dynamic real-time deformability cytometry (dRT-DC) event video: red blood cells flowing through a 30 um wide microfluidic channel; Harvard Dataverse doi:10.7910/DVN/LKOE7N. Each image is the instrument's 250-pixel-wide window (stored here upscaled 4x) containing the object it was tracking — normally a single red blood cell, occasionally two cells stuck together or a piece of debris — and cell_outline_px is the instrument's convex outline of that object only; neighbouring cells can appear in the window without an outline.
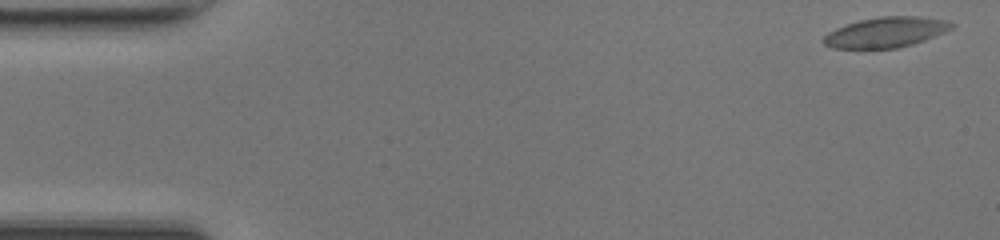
{"species": "common noctule bat (a hibernating species)", "species_latin": "Nyctalus noctula", "temperature_condition": "room temperature", "stored_images_in_passage": 49, "camera_frame_rate_fps": 3000, "um_per_image_px": 0.085, "animal": {"sex": "female", "body_mass_g": 17.0, "forearm_length_mm": 48.0}, "frame": {"image": 1, "passage_image": 1, "time_ms": 0.0, "image_size_px": [1000, 240], "cell_outline_px": [[956, 24], [952, 28], [944, 32], [924, 40], [912, 44], [896, 48], [832, 48], [824, 44], [820, 40], [828, 32], [836, 28], [860, 20], [880, 16], [920, 16], [944, 20]], "centroid_in_image_um": [75.28, 2.74], "position_along_channel_um": 9.7, "area_um2": 22.48}}
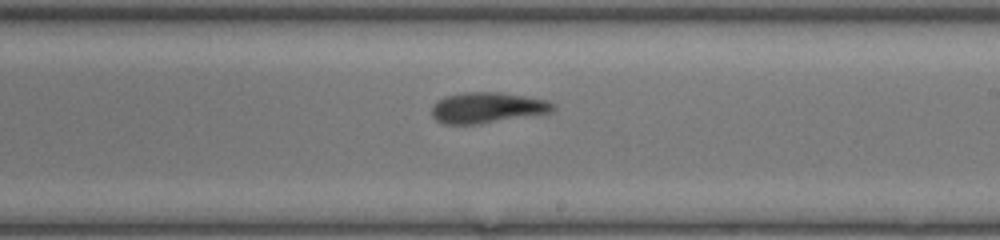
{"frame": {"image": 2, "passage_image": 28, "time_ms": 9.0, "image_size_px": [1000, 240], "cell_outline_px": [[556, 108], [552, 112], [480, 124], [444, 124], [436, 120], [432, 116], [432, 108], [444, 96], [464, 92], [500, 92], [524, 96], [544, 100], [556, 104]], "centroid_in_image_um": [41.43, 9.16], "position_along_channel_um": 247.6, "area_um2": 21.62}}
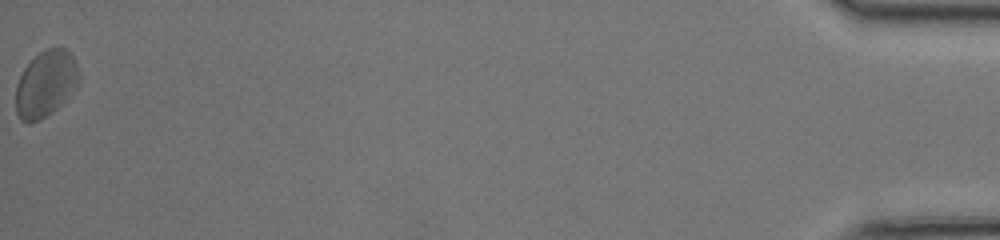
{"frame": {"image": 3, "passage_image": 49, "time_ms": 16.0, "image_size_px": [1000, 240], "cell_outline_px": [[80, 80], [64, 100], [52, 112], [40, 120], [28, 124], [20, 120], [16, 112], [16, 84], [24, 68], [44, 48], [64, 48], [72, 56], [76, 64]], "centroid_in_image_um": [3.85, 7.15], "position_along_channel_um": 431.4, "area_um2": 24.1}, "authors_computed_cell_mechanics": {"area_um2": 22.3108, "velocity_mm_per_s": 4.1786, "shape_relaxation_time_tau1_ms": 4.1736, "shape_relaxation_time_tau2_ms": 2.4771, "deformation_change_tau1": 0.1031, "deformation_change_tau2": 0.1014}}